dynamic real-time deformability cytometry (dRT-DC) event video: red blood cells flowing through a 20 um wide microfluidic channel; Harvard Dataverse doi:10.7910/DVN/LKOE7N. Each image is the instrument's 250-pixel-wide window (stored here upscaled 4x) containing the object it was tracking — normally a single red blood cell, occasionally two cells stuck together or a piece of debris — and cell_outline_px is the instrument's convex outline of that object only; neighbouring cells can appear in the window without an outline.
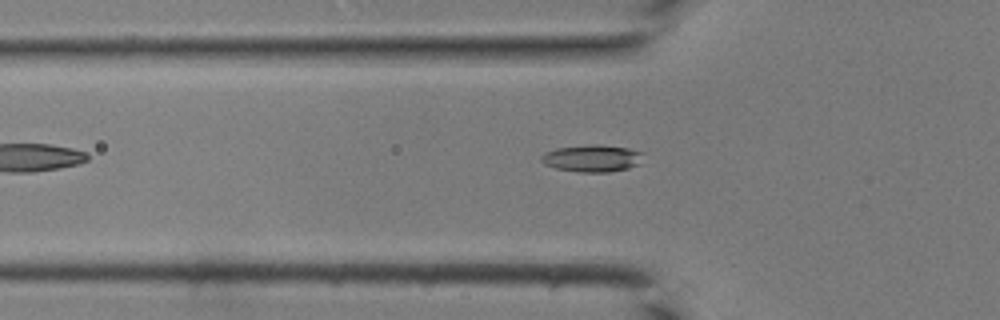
{"species": "common noctule bat (a hibernating species)", "species_latin": "Nyctalus noctula", "temperature_condition": "room temperature", "stored_images_in_passage": 41, "segment_of_instrument_passage": [1, 2], "camera_frame_rate_fps": 3000, "um_per_image_px": 0.085, "animal": {"sex": "male", "body_mass_g": 19.0, "forearm_length_mm": 50.8}, "frame": {"image": 1, "passage_image": 12, "time_ms": 3.667, "image_size_px": [1000, 320], "cell_outline_px": [[644, 152], [640, 164], [628, 168], [608, 172], [580, 172], [556, 168], [544, 164], [540, 160], [540, 156], [544, 152], [556, 148], [592, 144], [600, 144], [628, 148]], "centroid_in_image_um": [50.33, 13.45], "position_along_channel_um": 75.5, "area_um2": 16.24}}
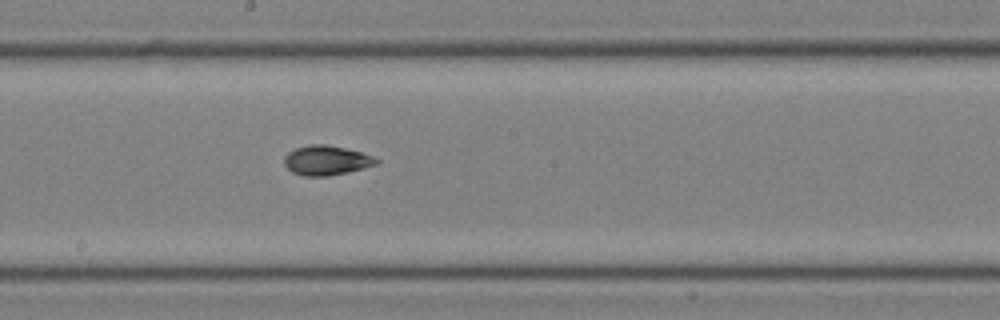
{"frame": {"image": 2, "passage_image": 21, "time_ms": 6.667, "image_size_px": [1000, 320], "cell_outline_px": [[380, 160], [376, 164], [344, 172], [324, 176], [304, 176], [292, 172], [284, 164], [284, 156], [288, 152], [296, 148], [308, 144], [324, 144], [344, 148], [360, 152], [372, 156]], "centroid_in_image_um": [27.68, 13.61], "position_along_channel_um": 220.5, "area_um2": 15.55}}
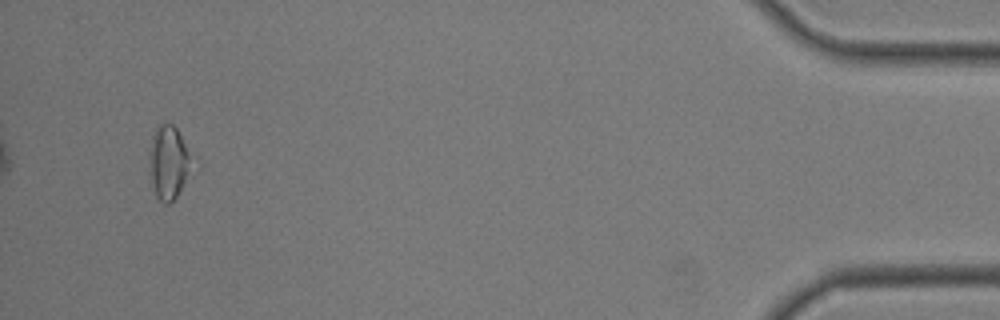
{"frame": {"image": 3, "passage_image": 38, "time_ms": 12.333, "image_size_px": [1000, 320], "cell_outline_px": [[200, 168], [176, 196], [168, 204], [164, 204], [156, 196], [152, 184], [148, 156], [152, 136], [156, 128], [160, 124], [172, 124], [176, 128], [200, 164]], "centroid_in_image_um": [14.48, 13.83], "position_along_channel_um": 420.7, "area_um2": 19.59}}